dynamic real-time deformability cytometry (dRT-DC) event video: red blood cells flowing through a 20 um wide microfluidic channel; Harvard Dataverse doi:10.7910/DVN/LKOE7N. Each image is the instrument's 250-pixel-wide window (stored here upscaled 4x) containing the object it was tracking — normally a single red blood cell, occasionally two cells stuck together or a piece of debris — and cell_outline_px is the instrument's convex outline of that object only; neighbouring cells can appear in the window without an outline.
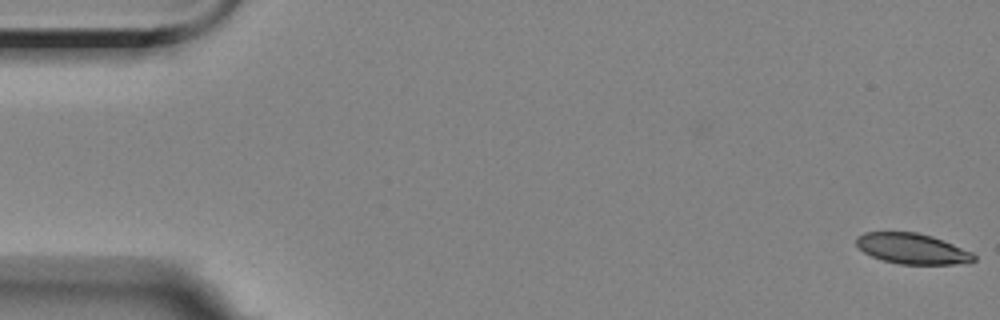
{"species": "Egyptian fruit bat (a non-hibernating species)", "species_latin": "Rousettus aegyptiacus", "temperature_condition": "room temperature", "stored_images_in_passage": 6, "camera_frame_rate_fps": 3000, "um_per_image_px": 0.085, "animal": {"sex": "female"}, "frame": {"image": 1, "passage_image": 1, "time_ms": 0.0, "image_size_px": [1000, 320], "cell_outline_px": [[976, 260], [952, 264], [900, 264], [884, 260], [872, 256], [864, 252], [856, 244], [856, 236], [864, 232], [916, 232], [932, 236], [972, 252], [976, 256]], "centroid_in_image_um": [77.51, 21.13], "position_along_channel_um": 7.5, "area_um2": 20.69}}
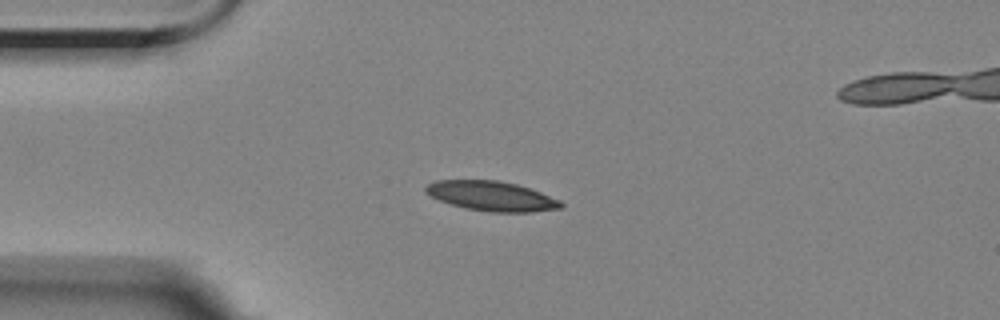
{"frame": {"image": 2, "passage_image": 4, "time_ms": 4.333, "image_size_px": [1000, 320], "cell_outline_px": [[564, 204], [560, 208], [532, 212], [492, 212], [464, 208], [440, 200], [424, 192], [424, 188], [428, 184], [436, 180], [496, 180], [516, 184], [540, 192], [560, 200]], "centroid_in_image_um": [41.77, 16.66], "position_along_channel_um": 43.2, "area_um2": 23.24}}
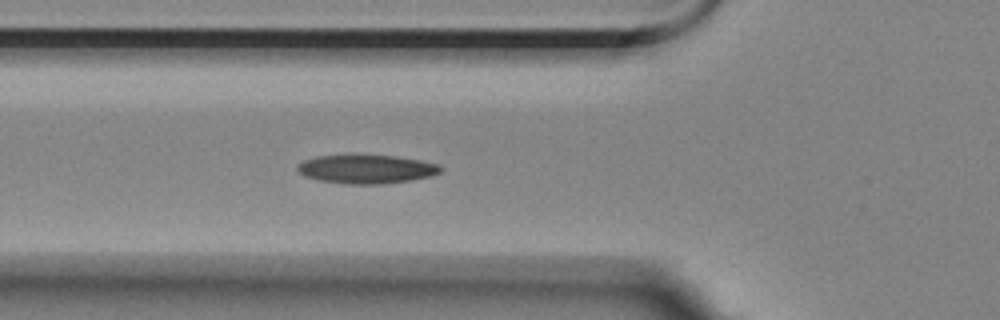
{"frame": {"image": 3, "passage_image": 6, "time_ms": 6.333, "image_size_px": [1000, 320], "cell_outline_px": [[444, 168], [440, 172], [432, 176], [408, 180], [380, 184], [348, 184], [320, 180], [304, 176], [296, 168], [296, 164], [304, 160], [316, 156], [348, 152], [352, 152], [396, 156], [420, 160], [436, 164]], "centroid_in_image_um": [31.08, 14.32], "position_along_channel_um": 94.7, "area_um2": 24.8}}